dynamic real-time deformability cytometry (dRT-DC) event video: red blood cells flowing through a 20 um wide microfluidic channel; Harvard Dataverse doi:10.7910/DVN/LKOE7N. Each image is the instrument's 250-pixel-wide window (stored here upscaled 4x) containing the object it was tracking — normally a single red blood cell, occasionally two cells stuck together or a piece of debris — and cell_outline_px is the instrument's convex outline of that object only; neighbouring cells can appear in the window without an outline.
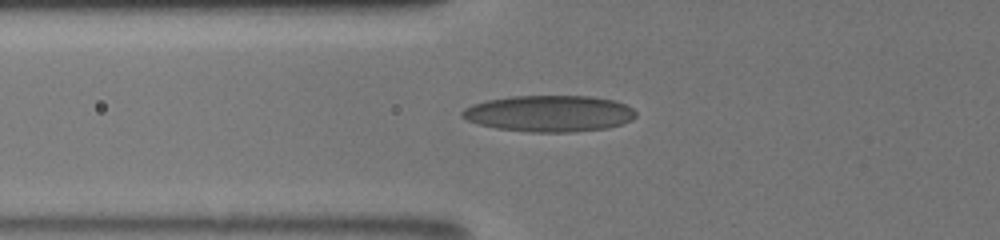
{"species": "human", "species_latin": "Homo sapiens", "temperature_condition": "room temperature", "stored_images_in_passage": 5, "camera_frame_rate_fps": 3000, "um_per_image_px": 0.085, "donor": {"sex": "male"}, "frame": {"image": 1, "passage_image": 5, "time_ms": 4.0, "image_size_px": [1000, 240], "cell_outline_px": [[636, 116], [632, 120], [608, 128], [572, 132], [528, 132], [496, 128], [480, 124], [468, 120], [460, 116], [460, 112], [464, 108], [472, 104], [488, 100], [508, 96], [592, 96], [616, 100], [632, 108], [636, 112]], "centroid_in_image_um": [46.69, 9.64], "position_along_channel_um": 79.1, "area_um2": 36.99}}